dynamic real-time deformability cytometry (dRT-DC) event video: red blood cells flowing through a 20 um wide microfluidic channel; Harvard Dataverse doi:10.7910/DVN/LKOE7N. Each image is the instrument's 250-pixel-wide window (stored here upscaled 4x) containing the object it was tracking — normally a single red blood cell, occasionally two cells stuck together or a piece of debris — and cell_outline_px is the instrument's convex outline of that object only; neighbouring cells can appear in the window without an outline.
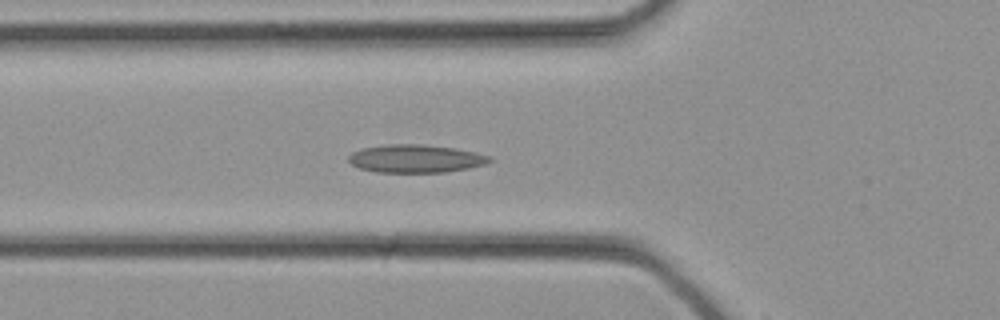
{"species": "common noctule bat (a hibernating species)", "species_latin": "Nyctalus noctula", "temperature_condition": "cold", "stored_images_in_passage": 32, "camera_frame_rate_fps": 3000, "um_per_image_px": 0.085, "animal": {"sex": "female", "body_mass_g": 21.9}, "frame": {"image": 1, "passage_image": 11, "time_ms": 3.333, "image_size_px": [1000, 320], "cell_outline_px": [[492, 160], [484, 164], [468, 168], [444, 172], [376, 172], [360, 168], [352, 164], [348, 160], [348, 156], [352, 152], [360, 148], [388, 144], [424, 144], [456, 148], [476, 152], [492, 156]], "centroid_in_image_um": [35.33, 13.47], "position_along_channel_um": 90.5, "area_um2": 23.12}}
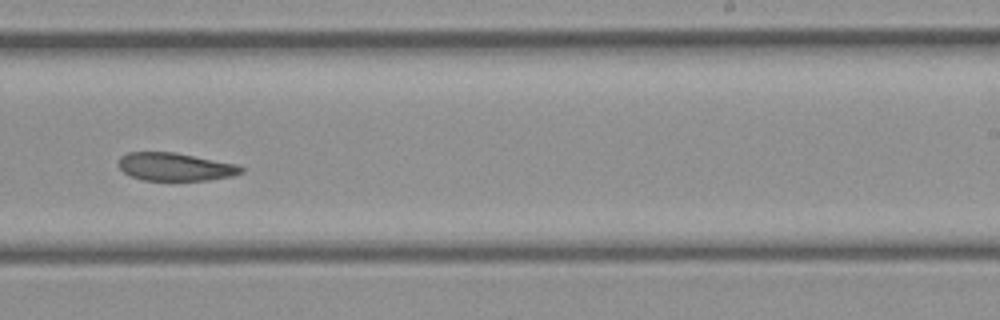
{"frame": {"image": 2, "passage_image": 20, "time_ms": 6.333, "image_size_px": [1000, 320], "cell_outline_px": [[244, 172], [232, 176], [208, 180], [144, 180], [132, 176], [124, 172], [116, 164], [120, 156], [128, 152], [176, 152], [236, 164], [244, 168]], "centroid_in_image_um": [14.88, 14.17], "position_along_channel_um": 274.1, "area_um2": 20.06}}
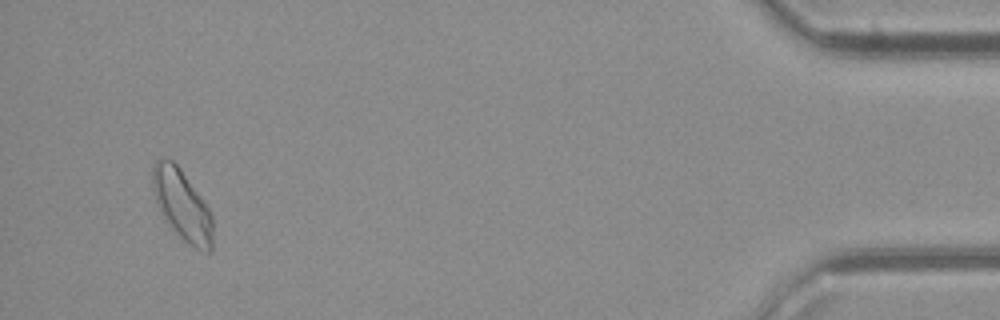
{"frame": {"image": 3, "passage_image": 31, "time_ms": 10.0, "image_size_px": [1000, 320], "cell_outline_px": [[212, 252], [204, 252], [196, 248], [184, 240], [164, 220], [156, 204], [152, 188], [152, 168], [156, 160], [172, 160], [180, 168], [200, 196], [208, 208], [212, 216]], "centroid_in_image_um": [15.46, 17.44], "position_along_channel_um": 419.7, "area_um2": 24.51}}